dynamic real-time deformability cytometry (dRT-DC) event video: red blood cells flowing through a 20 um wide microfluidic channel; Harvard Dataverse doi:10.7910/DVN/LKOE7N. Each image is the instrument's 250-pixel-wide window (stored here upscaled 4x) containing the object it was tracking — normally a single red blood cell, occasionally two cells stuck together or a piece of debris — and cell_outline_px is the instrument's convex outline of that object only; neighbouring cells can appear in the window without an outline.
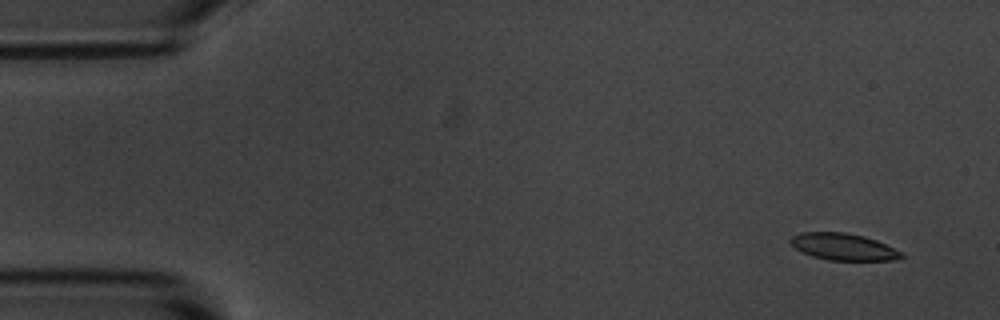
{"species": "common noctule bat (a hibernating species)", "species_latin": "Nyctalus noctula", "temperature_condition": "room temperature", "stored_images_in_passage": 2, "camera_frame_rate_fps": 3000, "um_per_image_px": 0.085, "animal": {"sex": "male", "body_mass_g": 20.1, "forearm_length_mm": 53.5}, "frame": {"image": 1, "passage_image": 1, "time_ms": 0.0, "image_size_px": [1000, 320], "cell_outline_px": [[904, 256], [896, 260], [828, 260], [812, 256], [796, 248], [788, 240], [792, 236], [800, 232], [844, 232], [864, 236], [876, 240], [904, 252]], "centroid_in_image_um": [71.71, 20.97], "position_along_channel_um": 13.3, "area_um2": 17.34}}